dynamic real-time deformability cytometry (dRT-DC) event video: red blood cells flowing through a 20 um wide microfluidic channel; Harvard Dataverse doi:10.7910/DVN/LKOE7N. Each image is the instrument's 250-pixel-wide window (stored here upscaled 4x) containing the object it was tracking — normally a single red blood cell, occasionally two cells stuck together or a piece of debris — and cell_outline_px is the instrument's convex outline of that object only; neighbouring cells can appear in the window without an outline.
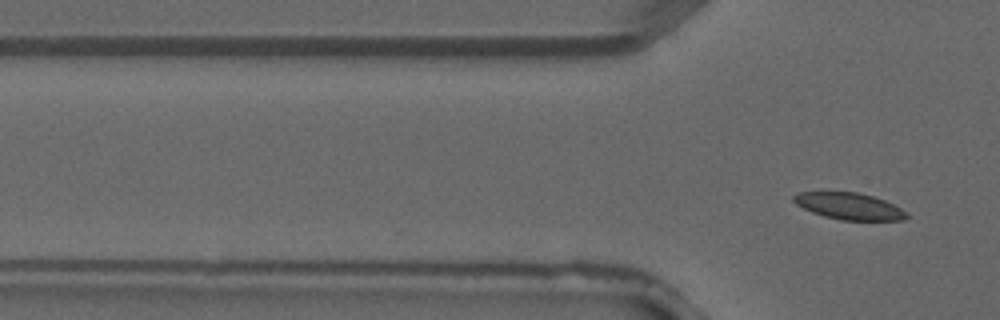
{"species": "common noctule bat (a hibernating species)", "species_latin": "Nyctalus noctula", "temperature_condition": "warm", "stored_images_in_passage": 2, "camera_frame_rate_fps": 3000, "um_per_image_px": 0.085, "animal": {"sex": "male", "forearm_length_mm": 52.5}, "frame": {"image": 1, "passage_image": 2, "time_ms": 0.333, "image_size_px": [1000, 320], "cell_outline_px": [[912, 216], [904, 220], [840, 220], [824, 216], [812, 212], [796, 204], [792, 200], [792, 196], [796, 192], [856, 192], [872, 196], [884, 200], [908, 212]], "centroid_in_image_um": [72.19, 17.53], "position_along_channel_um": 53.6, "area_um2": 17.63}}